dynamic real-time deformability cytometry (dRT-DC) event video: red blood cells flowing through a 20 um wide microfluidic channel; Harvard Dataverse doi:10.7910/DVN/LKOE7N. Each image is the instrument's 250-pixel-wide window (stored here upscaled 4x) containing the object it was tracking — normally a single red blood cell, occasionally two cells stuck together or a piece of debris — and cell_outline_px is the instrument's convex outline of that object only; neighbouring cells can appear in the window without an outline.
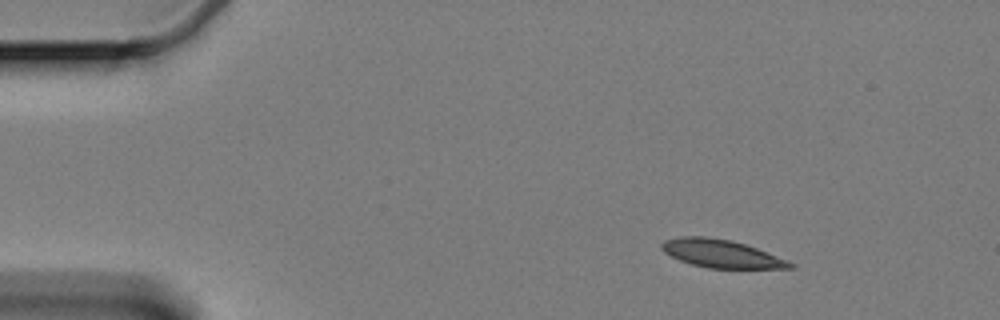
{"species": "Egyptian fruit bat (a non-hibernating species)", "species_latin": "Rousettus aegyptiacus", "temperature_condition": "cold", "stored_images_in_passage": 54, "camera_frame_rate_fps": 3000, "um_per_image_px": 0.085, "animal": {"sex": "female"}, "frame": {"image": 1, "passage_image": 1, "time_ms": 0.0, "image_size_px": [1000, 320], "cell_outline_px": [[796, 268], [708, 268], [692, 264], [680, 260], [664, 252], [660, 248], [660, 244], [664, 240], [680, 236], [708, 236], [732, 240], [756, 248], [788, 260], [796, 264]], "centroid_in_image_um": [61.3, 21.55], "position_along_channel_um": 23.7, "area_um2": 20.98}}
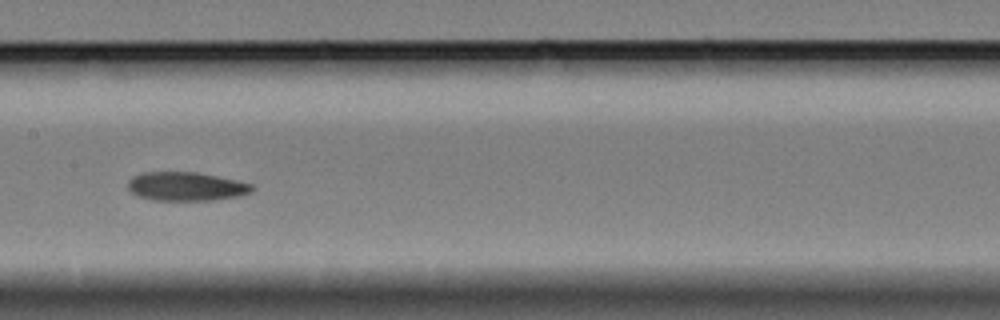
{"frame": {"image": 2, "passage_image": 23, "time_ms": 7.333, "image_size_px": [1000, 320], "cell_outline_px": [[256, 188], [252, 192], [240, 196], [212, 200], [152, 200], [136, 196], [128, 188], [128, 180], [132, 176], [140, 172], [196, 172], [236, 180], [252, 184]], "centroid_in_image_um": [15.81, 15.85], "position_along_channel_um": 191.6, "area_um2": 20.98}}
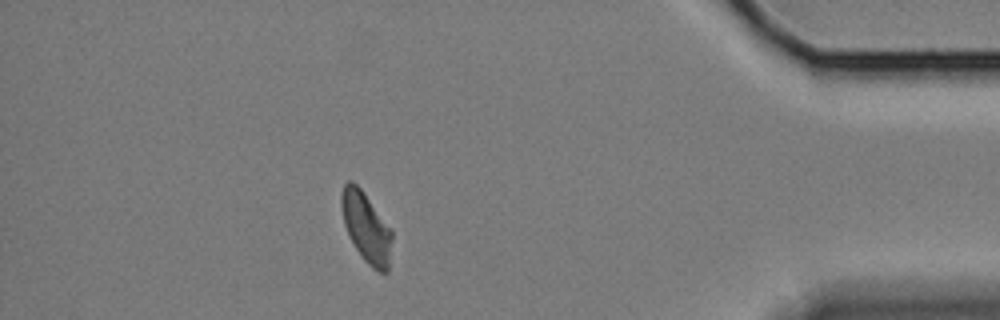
{"frame": {"image": 3, "passage_image": 46, "time_ms": 15.0, "image_size_px": [1000, 320], "cell_outline_px": [[392, 240], [388, 272], [380, 272], [372, 268], [364, 260], [356, 248], [344, 224], [340, 204], [340, 196], [344, 184], [348, 180], [352, 180], [364, 192], [392, 228]], "centroid_in_image_um": [31.14, 19.3], "position_along_channel_um": 404.1, "area_um2": 20.75}, "authors_computed_cell_mechanics": {"area_um2": 21.2993, "velocity_mm_per_s": 3.3147, "shape_relaxation_time_tau1_ms": null, "shape_relaxation_time_tau2_ms": 4.3431, "deformation_change_tau1": null, "deformation_change_tau2": 0.0863}}